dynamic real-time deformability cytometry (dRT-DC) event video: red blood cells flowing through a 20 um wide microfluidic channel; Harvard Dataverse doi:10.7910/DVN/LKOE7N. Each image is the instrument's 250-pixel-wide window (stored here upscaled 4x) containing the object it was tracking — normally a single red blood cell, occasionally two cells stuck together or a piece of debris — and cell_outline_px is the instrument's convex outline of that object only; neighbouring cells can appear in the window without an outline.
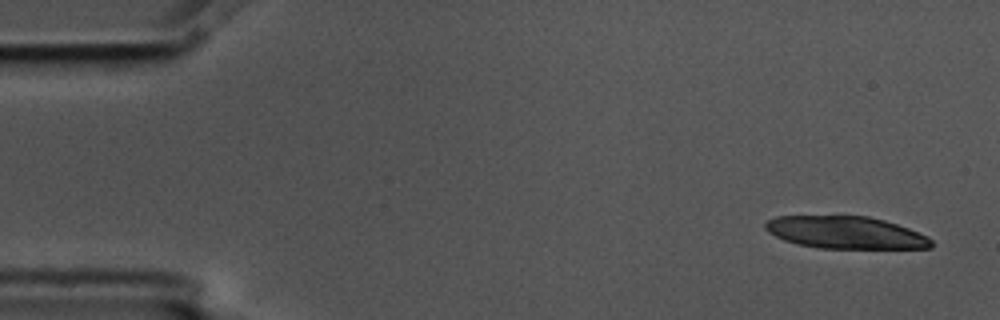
{"species": "common noctule bat (a hibernating species)", "species_latin": "Nyctalus noctula", "temperature_condition": "cold", "stored_images_in_passage": 6, "camera_frame_rate_fps": 3000, "um_per_image_px": 0.085, "animal": {"sex": "male", "body_mass_g": 17.5, "forearm_length_mm": 52.3}, "frame": {"image": 1, "passage_image": 1, "time_ms": 0.0, "image_size_px": [1000, 320], "cell_outline_px": [[932, 248], [820, 248], [796, 244], [784, 240], [768, 232], [764, 228], [764, 224], [768, 220], [776, 216], [868, 216], [884, 220], [908, 228], [928, 236], [932, 240]], "centroid_in_image_um": [71.86, 19.76], "position_along_channel_um": 13.1, "area_um2": 31.21}}
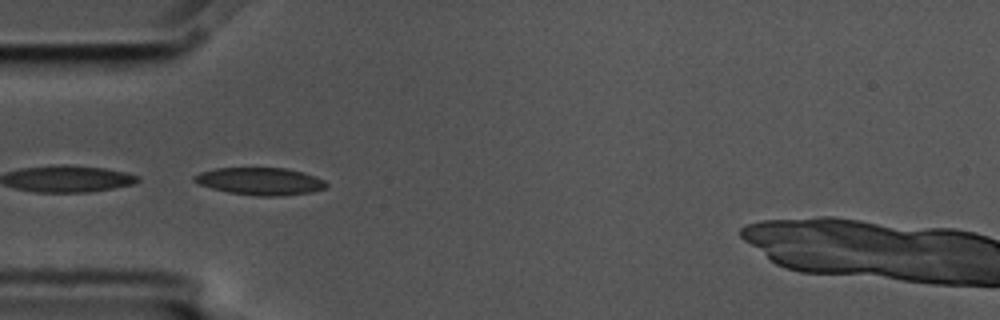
{"frame": {"image": 2, "passage_image": 5, "time_ms": 1.333, "image_size_px": [1000, 320], "cell_outline_px": [[328, 188], [312, 192], [280, 196], [256, 196], [228, 192], [212, 188], [200, 184], [192, 180], [192, 176], [200, 172], [216, 168], [284, 168], [300, 172], [324, 180], [328, 184]], "centroid_in_image_um": [22.1, 15.41], "position_along_channel_um": 62.9, "area_um2": 20.98}}